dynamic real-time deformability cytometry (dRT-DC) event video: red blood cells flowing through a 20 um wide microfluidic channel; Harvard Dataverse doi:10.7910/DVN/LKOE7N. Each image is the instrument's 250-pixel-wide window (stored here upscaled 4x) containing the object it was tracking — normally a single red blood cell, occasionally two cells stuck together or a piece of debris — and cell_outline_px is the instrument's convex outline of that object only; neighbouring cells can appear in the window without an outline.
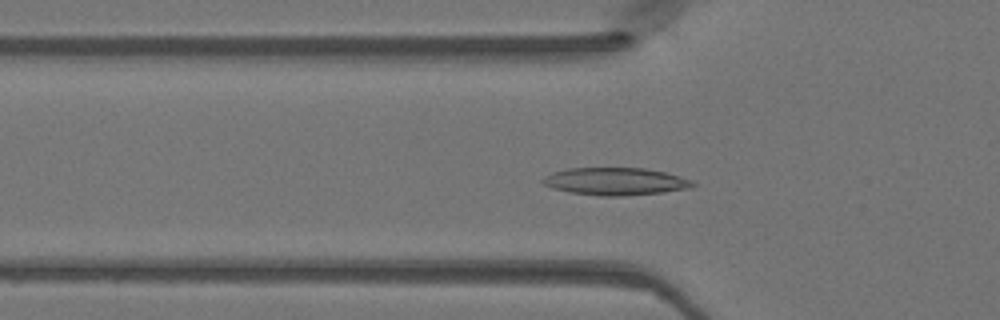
{"species": "Egyptian fruit bat (a non-hibernating species)", "species_latin": "Rousettus aegyptiacus", "temperature_condition": "warm", "stored_images_in_passage": 48, "camera_frame_rate_fps": 3000, "um_per_image_px": 0.085, "animal": {"sex": "female"}, "frame": {"image": 1, "passage_image": 15, "time_ms": 4.667, "image_size_px": [1000, 320], "cell_outline_px": [[696, 184], [692, 188], [660, 192], [620, 196], [600, 196], [568, 192], [552, 188], [544, 184], [540, 180], [544, 176], [552, 172], [568, 168], [644, 168], [664, 172], [692, 180]], "centroid_in_image_um": [52.27, 15.42], "position_along_channel_um": 73.5, "area_um2": 23.99}}
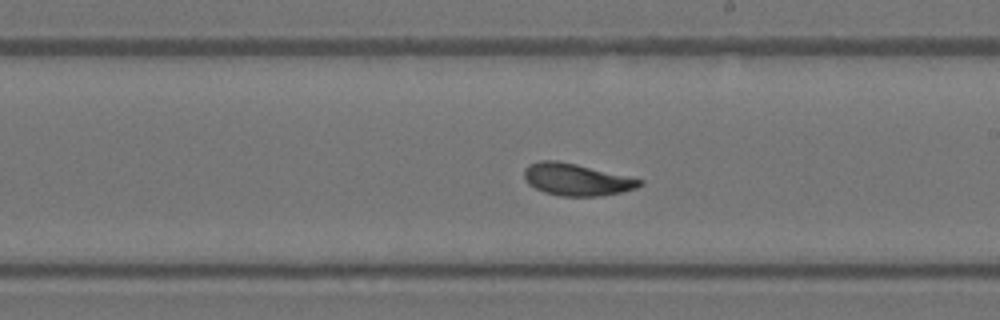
{"frame": {"image": 2, "passage_image": 27, "time_ms": 8.667, "image_size_px": [1000, 320], "cell_outline_px": [[644, 184], [636, 188], [624, 192], [600, 196], [560, 196], [544, 192], [528, 184], [524, 176], [524, 168], [528, 164], [540, 160], [556, 160], [576, 164], [644, 180]], "centroid_in_image_um": [49.0, 15.26], "position_along_channel_um": 240.0, "area_um2": 21.62}}
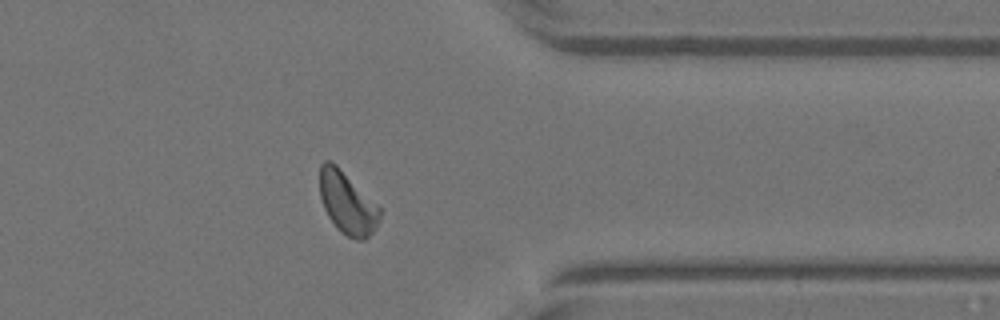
{"frame": {"image": 3, "passage_image": 38, "time_ms": 12.333, "image_size_px": [1000, 320], "cell_outline_px": [[380, 220], [376, 228], [364, 240], [356, 240], [348, 236], [336, 228], [328, 216], [324, 208], [320, 196], [320, 164], [324, 160], [332, 160], [380, 208]], "centroid_in_image_um": [29.5, 17.25], "position_along_channel_um": 381.9, "area_um2": 21.56}}